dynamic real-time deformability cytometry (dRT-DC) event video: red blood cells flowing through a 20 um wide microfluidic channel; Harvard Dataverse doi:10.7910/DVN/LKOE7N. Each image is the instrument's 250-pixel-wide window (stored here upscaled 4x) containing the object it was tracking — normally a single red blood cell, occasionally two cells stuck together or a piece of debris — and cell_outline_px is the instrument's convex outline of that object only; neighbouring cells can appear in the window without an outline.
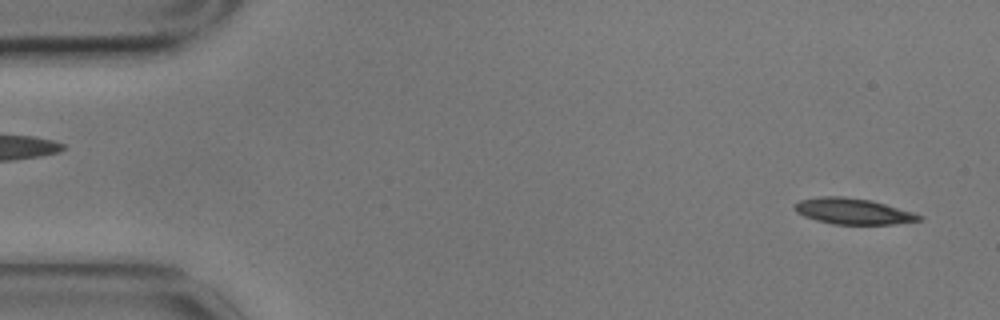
{"species": "common noctule bat (a hibernating species)", "species_latin": "Nyctalus noctula", "temperature_condition": "cold", "stored_images_in_passage": 12, "camera_frame_rate_fps": 3000, "um_per_image_px": 0.085, "animal": {"sex": "male", "body_mass_g": 17.9}, "frame": {"image": 1, "passage_image": 2, "time_ms": 0.333, "image_size_px": [1000, 320], "cell_outline_px": [[924, 216], [920, 220], [892, 224], [832, 224], [816, 220], [804, 216], [796, 212], [792, 208], [792, 204], [800, 200], [820, 196], [844, 196], [872, 200], [912, 212]], "centroid_in_image_um": [72.44, 17.94], "position_along_channel_um": 12.6, "area_um2": 18.9}}